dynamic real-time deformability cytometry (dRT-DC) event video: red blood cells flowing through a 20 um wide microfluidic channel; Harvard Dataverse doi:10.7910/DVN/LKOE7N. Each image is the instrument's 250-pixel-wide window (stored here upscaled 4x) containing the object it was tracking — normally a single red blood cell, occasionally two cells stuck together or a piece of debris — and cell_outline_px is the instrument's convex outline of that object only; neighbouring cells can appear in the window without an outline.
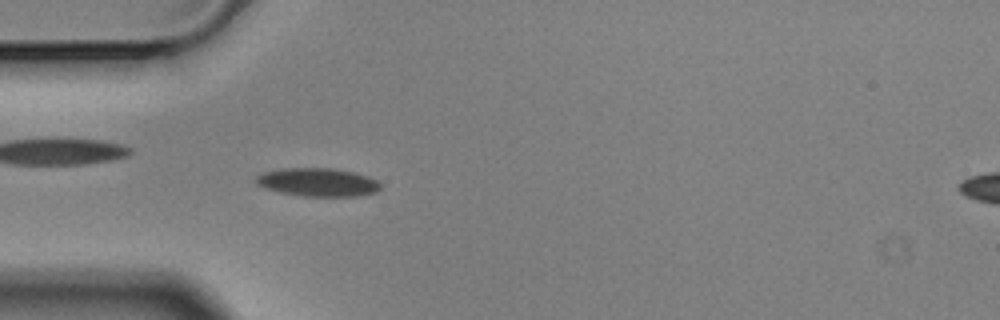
{"species": "Egyptian fruit bat (a non-hibernating species)", "species_latin": "Rousettus aegyptiacus", "temperature_condition": "cold", "stored_images_in_passage": 4, "camera_frame_rate_fps": 3000, "um_per_image_px": 0.085, "animal": {"sex": "male"}, "frame": {"image": 1, "passage_image": 4, "time_ms": 1.0, "image_size_px": [1000, 320], "cell_outline_px": [[380, 188], [376, 192], [360, 196], [304, 196], [280, 192], [264, 188], [256, 184], [256, 176], [264, 172], [284, 168], [332, 168], [356, 172], [368, 176], [376, 180], [380, 184]], "centroid_in_image_um": [27.02, 15.48], "position_along_channel_um": 58.0, "area_um2": 20.58}}